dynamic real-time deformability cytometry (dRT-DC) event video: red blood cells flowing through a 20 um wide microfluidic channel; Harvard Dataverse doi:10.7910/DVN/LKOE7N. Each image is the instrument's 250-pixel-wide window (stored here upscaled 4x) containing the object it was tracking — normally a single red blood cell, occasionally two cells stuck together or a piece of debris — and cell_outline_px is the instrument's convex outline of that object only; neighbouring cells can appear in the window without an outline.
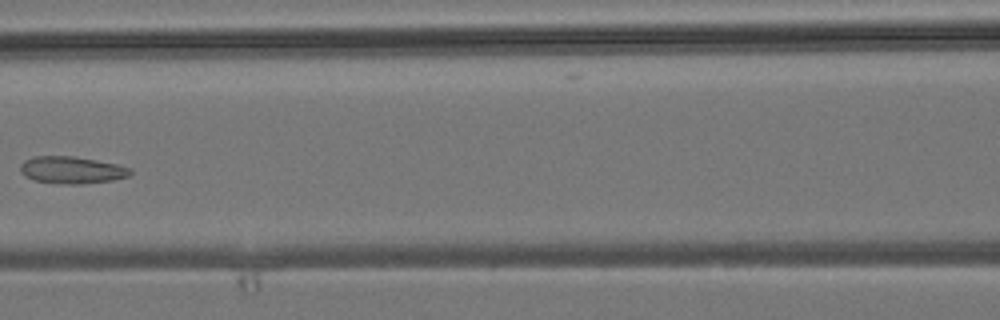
{"species": "common noctule bat (a hibernating species)", "species_latin": "Nyctalus noctula", "temperature_condition": "room temperature", "stored_images_in_passage": 7, "camera_frame_rate_fps": 3000, "um_per_image_px": 0.085, "animal": {"sex": "male", "body_mass_g": 19.2, "forearm_length_mm": 51.8}, "frame": {"image": 1, "passage_image": 6, "time_ms": 7.0, "image_size_px": [1000, 320], "cell_outline_px": [[132, 172], [128, 176], [112, 180], [84, 184], [64, 184], [36, 180], [24, 176], [20, 172], [20, 164], [24, 160], [32, 156], [76, 156], [116, 164], [132, 168]], "centroid_in_image_um": [6.08, 14.44], "position_along_channel_um": 160.5, "area_um2": 17.46}}
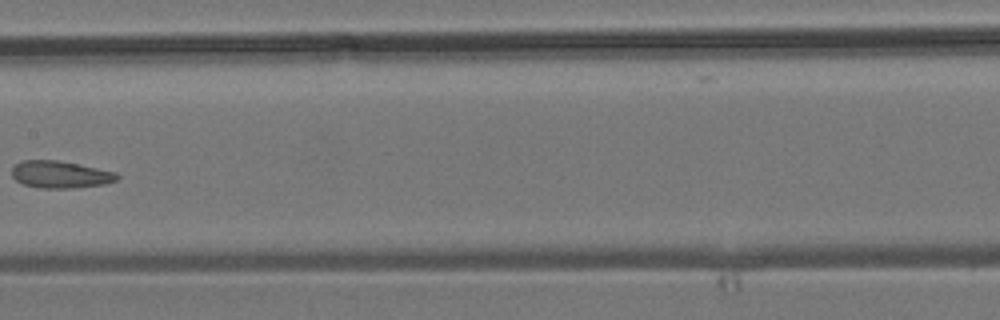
{"frame": {"image": 2, "passage_image": 7, "time_ms": 8.0, "image_size_px": [1000, 320], "cell_outline_px": [[120, 176], [116, 180], [104, 184], [76, 188], [40, 188], [24, 184], [16, 180], [12, 176], [12, 168], [16, 164], [24, 160], [56, 160], [116, 172]], "centroid_in_image_um": [5.12, 14.84], "position_along_channel_um": 202.3, "area_um2": 16.47}}